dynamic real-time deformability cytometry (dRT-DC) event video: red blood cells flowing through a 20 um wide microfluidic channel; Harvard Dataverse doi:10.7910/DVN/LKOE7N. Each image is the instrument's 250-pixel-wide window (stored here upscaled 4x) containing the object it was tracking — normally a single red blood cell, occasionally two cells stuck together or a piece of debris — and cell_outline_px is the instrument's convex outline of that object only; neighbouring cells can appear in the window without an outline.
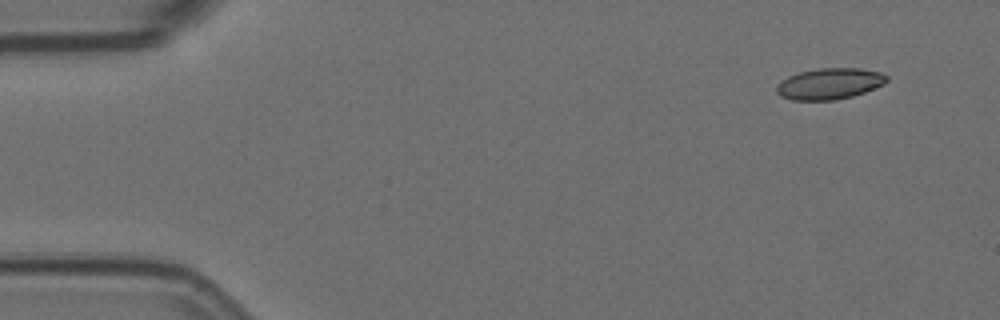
{"species": "Egyptian fruit bat (a non-hibernating species)", "species_latin": "Rousettus aegyptiacus", "temperature_condition": "room temperature", "stored_images_in_passage": 53, "camera_frame_rate_fps": 3000, "um_per_image_px": 0.085, "animal": {"sex": "female"}, "frame": {"image": 1, "passage_image": 1, "time_ms": 0.0, "image_size_px": [1000, 320], "cell_outline_px": [[888, 80], [884, 84], [864, 92], [852, 96], [836, 100], [792, 100], [780, 96], [776, 92], [776, 88], [788, 76], [800, 72], [820, 68], [860, 68], [880, 72], [888, 76]], "centroid_in_image_um": [70.53, 7.12], "position_along_channel_um": 14.5, "area_um2": 19.88}}
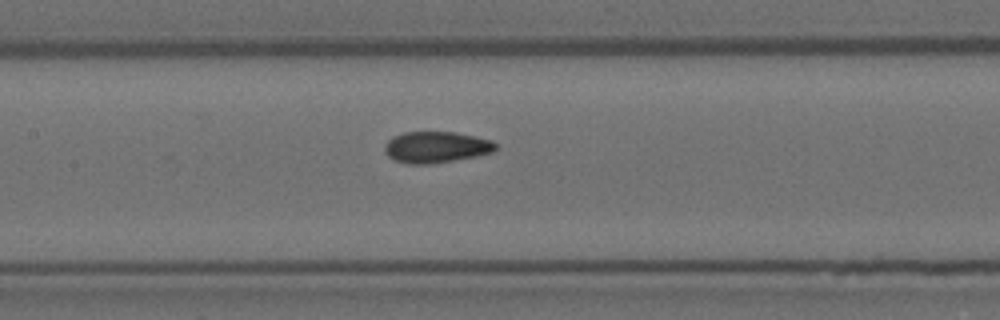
{"frame": {"image": 2, "passage_image": 23, "time_ms": 7.333, "image_size_px": [1000, 320], "cell_outline_px": [[496, 148], [492, 152], [476, 156], [432, 164], [408, 164], [396, 160], [388, 156], [384, 148], [384, 144], [392, 136], [404, 132], [456, 132], [492, 140], [496, 144]], "centroid_in_image_um": [37.05, 12.5], "position_along_channel_um": 170.3, "area_um2": 20.23}}
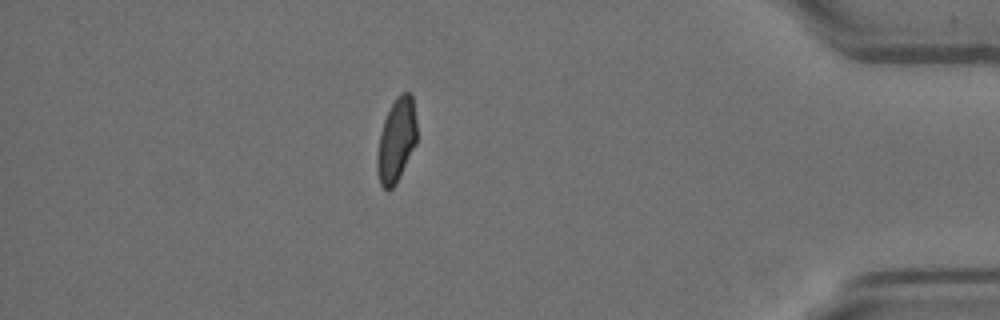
{"frame": {"image": 3, "passage_image": 46, "time_ms": 15.0, "image_size_px": [1000, 320], "cell_outline_px": [[416, 144], [396, 184], [388, 192], [380, 184], [376, 168], [376, 156], [380, 132], [384, 120], [396, 96], [400, 92], [412, 92], [416, 120]], "centroid_in_image_um": [33.69, 11.92], "position_along_channel_um": 401.5, "area_um2": 19.59}, "authors_computed_cell_mechanics": {"area_um2": 20.0566, "velocity_mm_per_s": 3.5851, "shape_relaxation_time_tau1_ms": null, "shape_relaxation_time_tau2_ms": 1.1904, "deformation_change_tau1": null, "deformation_change_tau2": 0.0654}}